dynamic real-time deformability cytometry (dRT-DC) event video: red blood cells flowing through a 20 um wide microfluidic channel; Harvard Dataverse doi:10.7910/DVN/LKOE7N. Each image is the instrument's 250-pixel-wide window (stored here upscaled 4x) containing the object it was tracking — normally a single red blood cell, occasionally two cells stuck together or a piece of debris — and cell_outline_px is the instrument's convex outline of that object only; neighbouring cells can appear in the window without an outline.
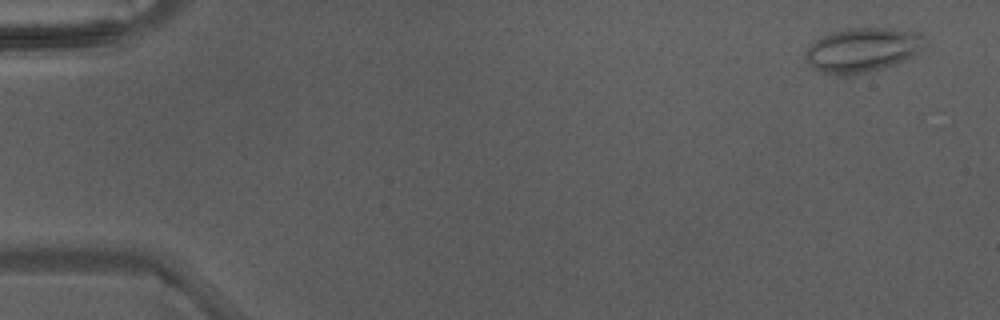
{"species": "Egyptian fruit bat (a non-hibernating species)", "species_latin": "Rousettus aegyptiacus", "temperature_condition": "warm", "stored_images_in_passage": 5, "camera_frame_rate_fps": 3000, "um_per_image_px": 0.085, "animal": {"sex": "male"}, "frame": {"image": 1, "passage_image": 1, "time_ms": 0.0, "image_size_px": [1000, 320], "cell_outline_px": [[928, 44], [920, 52], [896, 64], [868, 72], [840, 76], [820, 72], [808, 64], [804, 60], [804, 56], [808, 48], [816, 40], [832, 32], [848, 28], [892, 28], [920, 32], [924, 36]], "centroid_in_image_um": [73.35, 4.24], "position_along_channel_um": 11.6, "area_um2": 31.15}}